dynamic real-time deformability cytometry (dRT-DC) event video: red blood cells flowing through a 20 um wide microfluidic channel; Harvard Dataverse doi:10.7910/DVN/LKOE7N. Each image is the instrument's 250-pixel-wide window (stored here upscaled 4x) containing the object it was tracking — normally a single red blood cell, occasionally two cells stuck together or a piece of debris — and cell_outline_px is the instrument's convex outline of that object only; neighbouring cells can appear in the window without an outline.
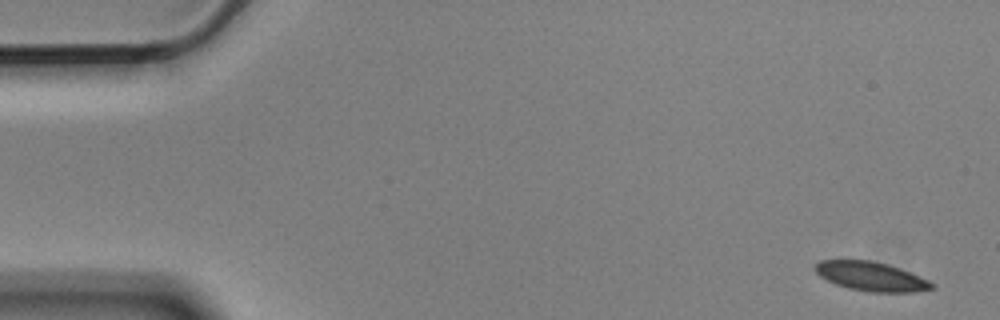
{"species": "Egyptian fruit bat (a non-hibernating species)", "species_latin": "Rousettus aegyptiacus", "temperature_condition": "cold", "stored_images_in_passage": 5, "camera_frame_rate_fps": 3000, "um_per_image_px": 0.085, "animal": {"sex": "male"}, "frame": {"image": 1, "passage_image": 1, "time_ms": 0.0, "image_size_px": [1000, 320], "cell_outline_px": [[936, 288], [916, 292], [868, 292], [848, 288], [836, 284], [820, 276], [812, 268], [820, 260], [868, 260], [888, 264], [928, 280], [936, 284]], "centroid_in_image_um": [74.05, 23.5], "position_along_channel_um": 11.0, "area_um2": 19.77}}
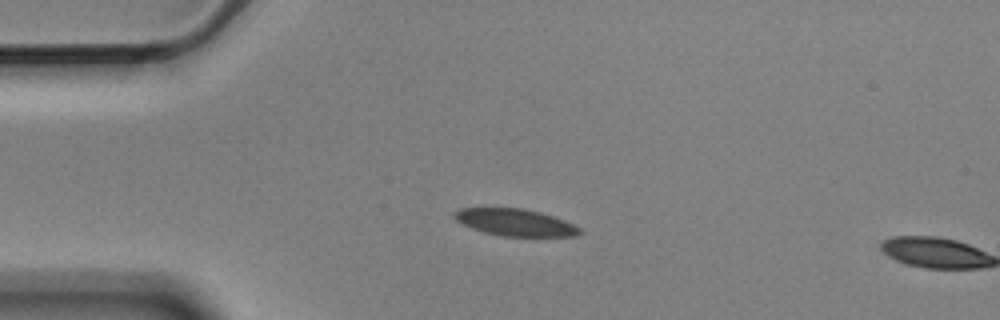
{"frame": {"image": 2, "passage_image": 4, "time_ms": 1.0, "image_size_px": [1000, 320], "cell_outline_px": [[584, 232], [576, 236], [504, 236], [484, 232], [472, 228], [456, 220], [452, 216], [452, 212], [460, 208], [524, 208], [540, 212], [564, 220], [580, 228]], "centroid_in_image_um": [43.78, 18.9], "position_along_channel_um": 41.2, "area_um2": 19.65}}